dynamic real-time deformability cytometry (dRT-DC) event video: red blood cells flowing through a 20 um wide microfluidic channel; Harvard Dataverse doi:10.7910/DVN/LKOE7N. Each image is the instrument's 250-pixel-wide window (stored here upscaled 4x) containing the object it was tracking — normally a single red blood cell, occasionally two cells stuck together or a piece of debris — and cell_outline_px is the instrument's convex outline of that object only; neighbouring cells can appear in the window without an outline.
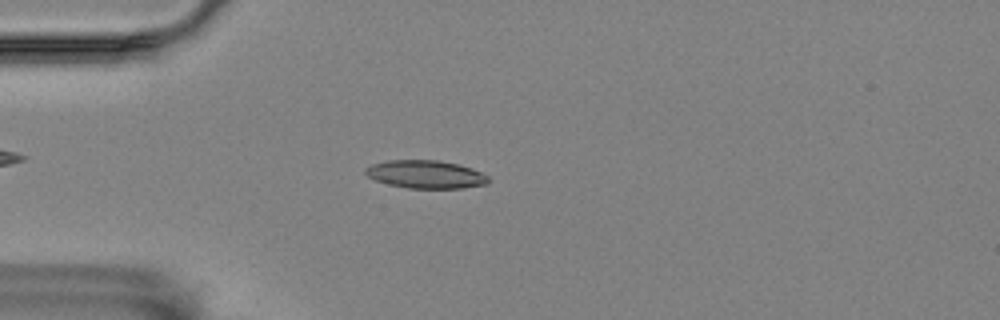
{"species": "Egyptian fruit bat (a non-hibernating species)", "species_latin": "Rousettus aegyptiacus", "temperature_condition": "room temperature", "stored_images_in_passage": 56, "camera_frame_rate_fps": 3000, "um_per_image_px": 0.085, "animal": {"sex": "female"}, "frame": {"image": 1, "passage_image": 15, "time_ms": 4.667, "image_size_px": [1000, 320], "cell_outline_px": [[488, 184], [460, 188], [408, 188], [388, 184], [376, 180], [368, 176], [364, 172], [364, 168], [372, 164], [388, 160], [436, 160], [456, 164], [472, 168], [488, 176]], "centroid_in_image_um": [36.16, 14.82], "position_along_channel_um": 48.8, "area_um2": 19.94}}
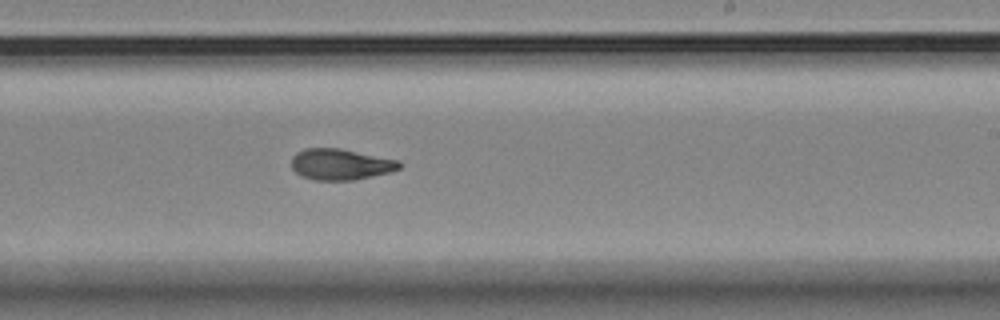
{"frame": {"image": 2, "passage_image": 34, "time_ms": 11.0, "image_size_px": [1000, 320], "cell_outline_px": [[404, 164], [400, 168], [392, 172], [356, 180], [316, 180], [300, 176], [292, 168], [292, 156], [296, 152], [304, 148], [340, 148], [400, 160]], "centroid_in_image_um": [28.99, 13.97], "position_along_channel_um": 260.0, "area_um2": 19.88}}
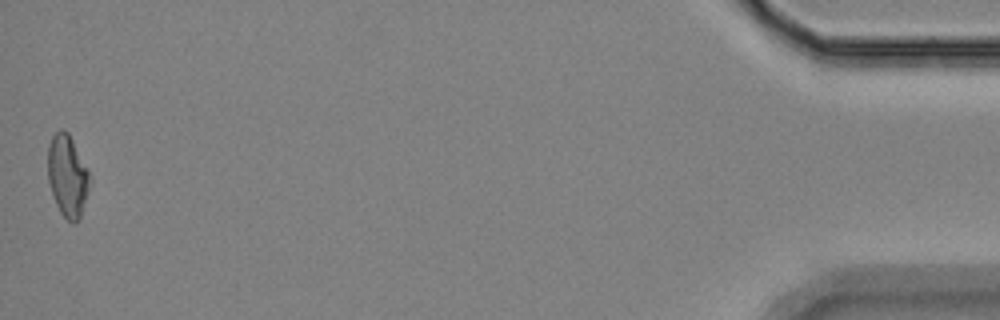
{"frame": {"image": 3, "passage_image": 56, "time_ms": 18.333, "image_size_px": [1000, 320], "cell_outline_px": [[92, 180], [80, 216], [76, 224], [72, 224], [60, 212], [56, 204], [48, 180], [48, 144], [52, 136], [60, 128], [64, 128], [68, 132], [92, 176]], "centroid_in_image_um": [5.75, 14.93], "position_along_channel_um": 429.4, "area_um2": 20.17}, "authors_computed_cell_mechanics": {"area_um2": 19.5942, "velocity_mm_per_s": 3.537, "shape_relaxation_time_tau1_ms": 9.5586, "shape_relaxation_time_tau2_ms": 2.8425, "deformation_change_tau1": 0.2332, "deformation_change_tau2": 0.1002}}